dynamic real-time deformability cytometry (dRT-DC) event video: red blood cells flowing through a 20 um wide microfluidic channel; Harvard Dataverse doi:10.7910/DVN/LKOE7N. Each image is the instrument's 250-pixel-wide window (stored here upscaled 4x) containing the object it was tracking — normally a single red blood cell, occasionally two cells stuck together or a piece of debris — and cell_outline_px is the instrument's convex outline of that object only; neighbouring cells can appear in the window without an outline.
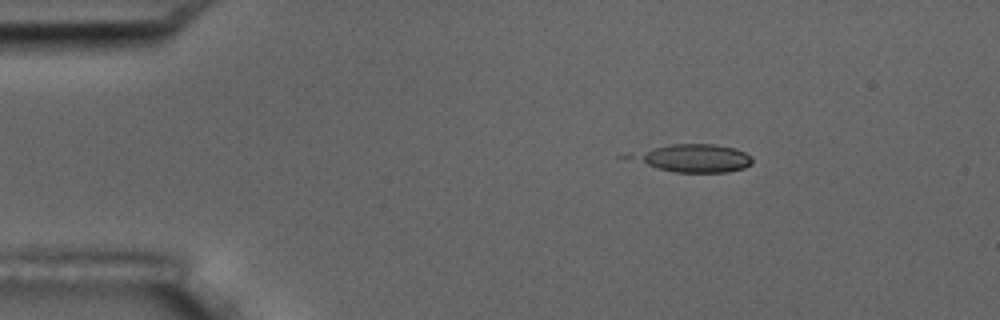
{"species": "common noctule bat (a hibernating species)", "species_latin": "Nyctalus noctula", "temperature_condition": "room temperature", "stored_images_in_passage": 3, "camera_frame_rate_fps": 3000, "um_per_image_px": 0.085, "animal": {"sex": "male", "body_mass_g": 17.5, "forearm_length_mm": 52.3}, "frame": {"image": 1, "passage_image": 1, "time_ms": 0.0, "image_size_px": [1000, 320], "cell_outline_px": [[752, 164], [744, 168], [728, 172], [676, 172], [656, 168], [640, 160], [640, 156], [656, 148], [672, 144], [716, 144], [736, 148], [752, 156]], "centroid_in_image_um": [59.28, 13.45], "position_along_channel_um": 25.7, "area_um2": 18.5}}